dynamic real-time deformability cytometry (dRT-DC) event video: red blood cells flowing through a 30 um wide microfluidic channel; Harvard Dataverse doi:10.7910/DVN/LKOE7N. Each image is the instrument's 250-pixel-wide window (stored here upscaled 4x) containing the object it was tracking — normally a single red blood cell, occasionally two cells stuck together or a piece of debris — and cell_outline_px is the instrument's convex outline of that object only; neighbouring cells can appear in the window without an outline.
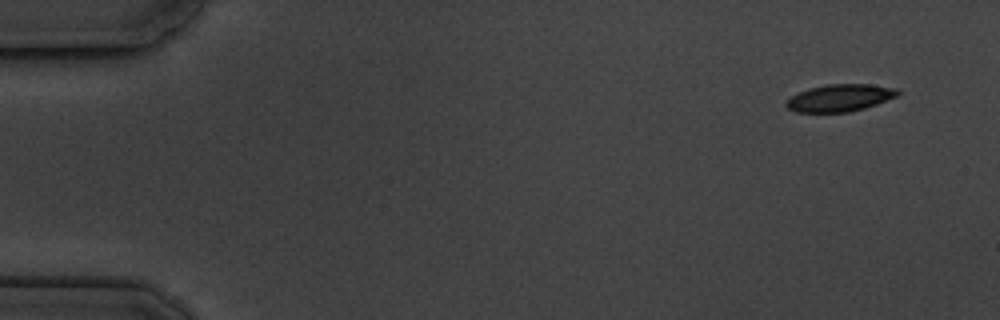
{"species": "common noctule bat (a hibernating species)", "species_latin": "Nyctalus noctula", "temperature_condition": "cold", "stored_images_in_passage": 6, "camera_frame_rate_fps": 3000, "um_per_image_px": 0.085, "animal": {"sex": "male", "body_mass_g": 19.5, "forearm_length_mm": 54.6}, "frame": {"image": 1, "passage_image": 1, "time_ms": 0.0, "image_size_px": [1000, 320], "cell_outline_px": [[900, 92], [896, 96], [876, 104], [864, 108], [848, 112], [796, 112], [788, 108], [784, 104], [792, 96], [800, 92], [812, 88], [828, 84], [872, 84], [896, 88]], "centroid_in_image_um": [71.4, 8.32], "position_along_channel_um": 13.6, "area_um2": 17.4}}
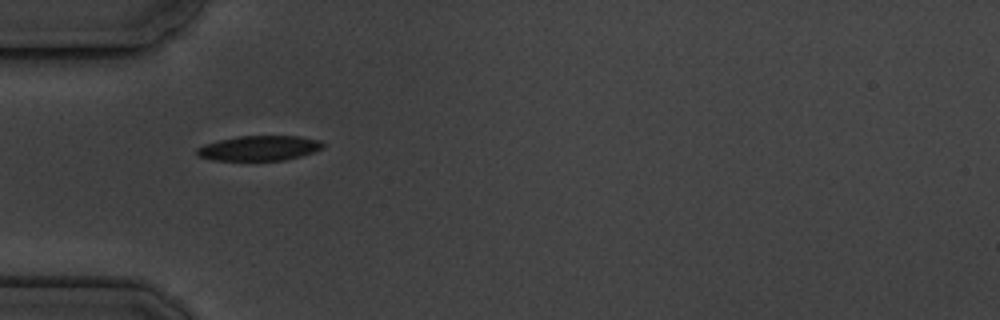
{"frame": {"image": 2, "passage_image": 5, "time_ms": 4.667, "image_size_px": [1000, 320], "cell_outline_px": [[324, 148], [300, 156], [284, 160], [212, 160], [200, 156], [196, 152], [196, 148], [204, 144], [220, 140], [240, 136], [300, 136], [320, 140], [324, 144]], "centroid_in_image_um": [22.05, 12.59], "position_along_channel_um": 62.9, "area_um2": 18.21}}